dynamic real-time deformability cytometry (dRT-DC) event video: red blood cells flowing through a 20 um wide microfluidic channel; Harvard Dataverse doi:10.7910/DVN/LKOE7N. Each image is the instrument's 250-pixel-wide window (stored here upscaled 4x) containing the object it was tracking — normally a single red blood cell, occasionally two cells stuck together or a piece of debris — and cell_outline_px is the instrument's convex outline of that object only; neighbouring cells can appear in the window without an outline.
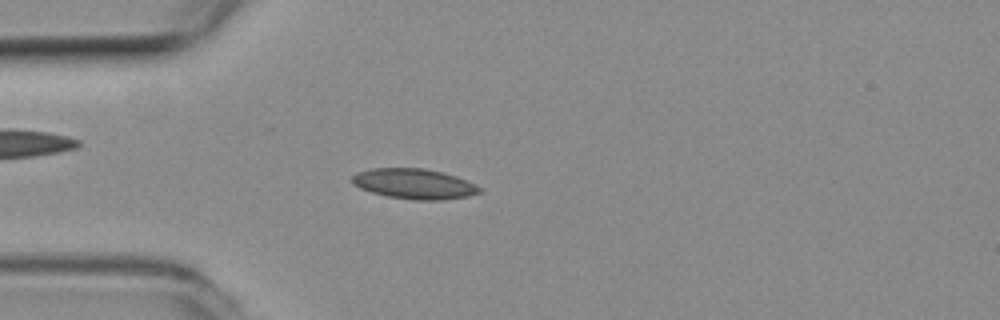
{"species": "common noctule bat (a hibernating species)", "species_latin": "Nyctalus noctula", "temperature_condition": "room temperature", "stored_images_in_passage": 3, "camera_frame_rate_fps": 3000, "um_per_image_px": 0.085, "animal": {"sex": "female", "body_mass_g": 19.3, "forearm_length_mm": 54.1}, "frame": {"image": 1, "passage_image": 3, "time_ms": 0.667, "image_size_px": [1000, 320], "cell_outline_px": [[484, 188], [480, 192], [468, 196], [444, 200], [412, 200], [388, 196], [372, 192], [360, 188], [352, 184], [352, 176], [356, 172], [372, 168], [424, 168], [444, 172], [456, 176]], "centroid_in_image_um": [35.22, 15.62], "position_along_channel_um": 49.8, "area_um2": 22.6}}